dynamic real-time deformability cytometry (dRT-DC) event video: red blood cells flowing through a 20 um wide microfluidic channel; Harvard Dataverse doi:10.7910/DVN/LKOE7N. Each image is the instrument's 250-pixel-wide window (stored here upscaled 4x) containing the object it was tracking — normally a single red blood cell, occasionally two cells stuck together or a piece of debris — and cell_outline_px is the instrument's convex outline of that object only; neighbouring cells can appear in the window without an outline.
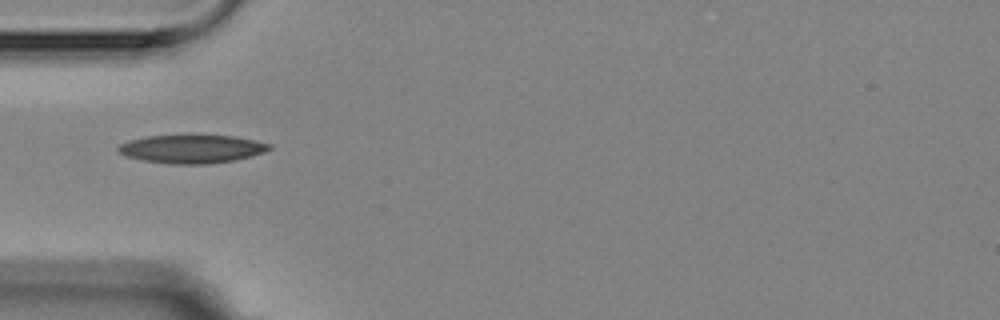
{"species": "Egyptian fruit bat (a non-hibernating species)", "species_latin": "Rousettus aegyptiacus", "temperature_condition": "room temperature", "stored_images_in_passage": 14, "camera_frame_rate_fps": 3000, "um_per_image_px": 0.085, "animal": {"sex": "female"}, "frame": {"image": 1, "passage_image": 3, "time_ms": 3.333, "image_size_px": [1000, 320], "cell_outline_px": [[272, 148], [264, 152], [232, 160], [208, 164], [172, 164], [144, 160], [128, 156], [120, 152], [116, 148], [120, 144], [128, 140], [148, 136], [192, 132], [236, 136], [272, 144]], "centroid_in_image_um": [16.31, 12.6], "position_along_channel_um": 68.7, "area_um2": 25.78}}
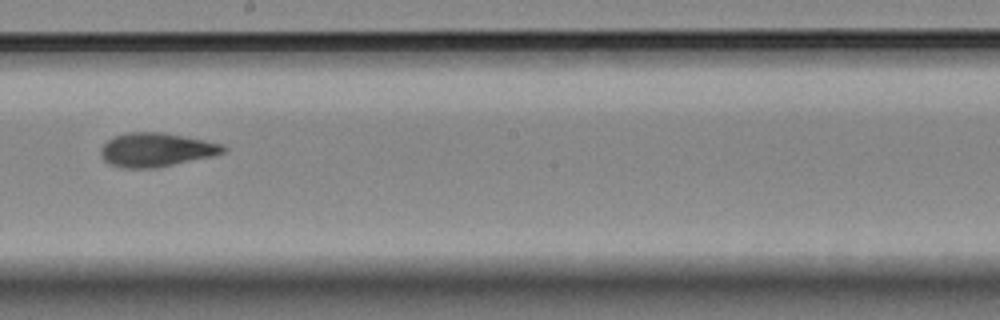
{"frame": {"image": 2, "passage_image": 7, "time_ms": 8.0, "image_size_px": [1000, 320], "cell_outline_px": [[228, 148], [224, 152], [212, 156], [156, 168], [124, 168], [112, 164], [104, 160], [100, 156], [100, 148], [108, 140], [116, 136], [128, 132], [160, 132], [220, 144]], "centroid_in_image_um": [13.23, 12.74], "position_along_channel_um": 235.0, "area_um2": 23.7}}
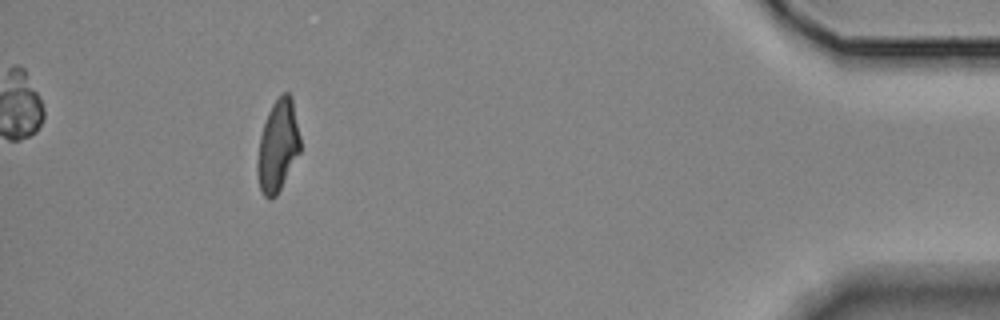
{"frame": {"image": 3, "passage_image": 13, "time_ms": 14.667, "image_size_px": [1000, 320], "cell_outline_px": [[300, 152], [276, 196], [272, 200], [268, 200], [264, 196], [260, 188], [256, 172], [256, 164], [260, 136], [268, 112], [272, 104], [284, 92], [288, 92], [292, 96], [300, 136]], "centroid_in_image_um": [23.61, 12.41], "position_along_channel_um": 411.6, "area_um2": 22.95}, "authors_computed_cell_mechanics": {"area_um2": 23.4668, "velocity_mm_per_s": 3.5458, "shape_relaxation_time_tau1_ms": 4.8885, "shape_relaxation_time_tau2_ms": 2.4912, "deformation_change_tau1": 0.1547, "deformation_change_tau2": 0.0731}}